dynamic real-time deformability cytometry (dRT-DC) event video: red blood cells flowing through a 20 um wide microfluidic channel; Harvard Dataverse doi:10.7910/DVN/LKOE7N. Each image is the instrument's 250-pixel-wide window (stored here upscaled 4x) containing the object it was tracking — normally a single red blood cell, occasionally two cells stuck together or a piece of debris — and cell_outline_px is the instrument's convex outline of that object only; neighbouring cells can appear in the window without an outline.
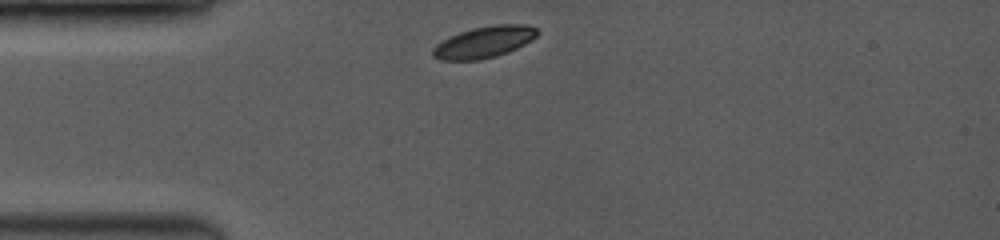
{"species": "common noctule bat (a hibernating species)", "species_latin": "Nyctalus noctula", "temperature_condition": "room temperature", "stored_images_in_passage": 15, "camera_frame_rate_fps": 3500, "um_per_image_px": 0.085, "animal": {"sex": "female", "body_mass_g": 19.0, "forearm_length_mm": 53.3}, "frame": {"image": 1, "passage_image": 1, "time_ms": 0.0, "image_size_px": [1000, 240], "cell_outline_px": [[540, 32], [532, 40], [508, 52], [496, 56], [480, 60], [440, 60], [432, 56], [432, 48], [440, 40], [460, 32], [472, 28], [492, 24], [528, 24], [536, 28]], "centroid_in_image_um": [41.14, 3.57], "position_along_channel_um": 43.9, "area_um2": 19.42}}
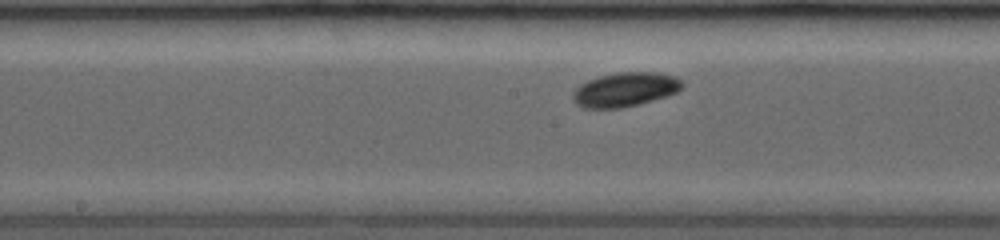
{"frame": {"image": 2, "passage_image": 9, "time_ms": 4.286, "image_size_px": [1000, 240], "cell_outline_px": [[684, 84], [676, 92], [652, 100], [620, 108], [584, 108], [576, 104], [572, 96], [572, 92], [580, 84], [588, 80], [600, 76], [616, 72], [656, 72], [676, 76]], "centroid_in_image_um": [53.1, 7.6], "position_along_channel_um": 195.1, "area_um2": 21.62}}
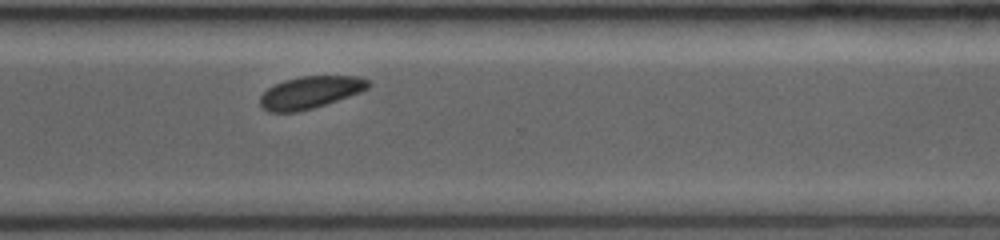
{"frame": {"image": 3, "passage_image": 15, "time_ms": 8.0, "image_size_px": [1000, 240], "cell_outline_px": [[372, 84], [368, 88], [360, 92], [312, 108], [296, 112], [268, 112], [260, 108], [260, 96], [268, 88], [284, 80], [300, 76], [356, 76], [368, 80]], "centroid_in_image_um": [26.34, 7.85], "position_along_channel_um": 344.3, "area_um2": 20.17}}